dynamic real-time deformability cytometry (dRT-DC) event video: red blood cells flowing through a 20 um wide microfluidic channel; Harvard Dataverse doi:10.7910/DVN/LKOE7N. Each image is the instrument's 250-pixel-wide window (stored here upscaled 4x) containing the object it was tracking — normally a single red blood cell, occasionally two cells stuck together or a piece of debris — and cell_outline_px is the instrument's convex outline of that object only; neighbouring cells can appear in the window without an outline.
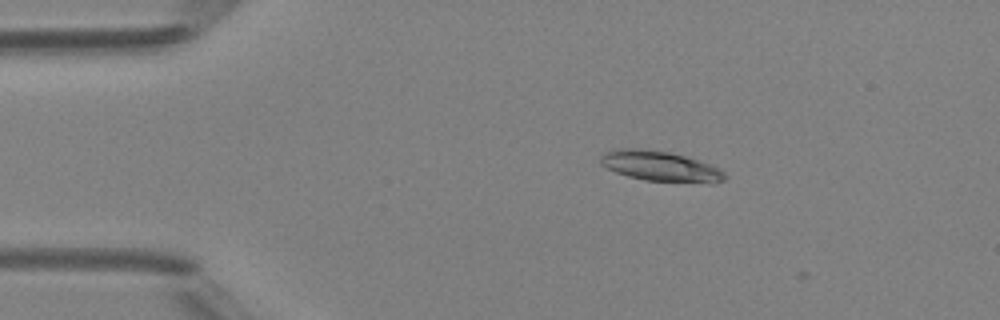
{"species": "Egyptian fruit bat (a non-hibernating species)", "species_latin": "Rousettus aegyptiacus", "temperature_condition": "room temperature", "stored_images_in_passage": 2, "camera_frame_rate_fps": 3000, "um_per_image_px": 0.085, "animal": {"sex": "female"}, "frame": {"image": 1, "passage_image": 1, "time_ms": 0.0, "image_size_px": [1000, 320], "cell_outline_px": [[728, 176], [724, 180], [712, 184], [644, 180], [628, 176], [616, 172], [600, 164], [600, 156], [604, 152], [612, 148], [640, 148], [668, 152], [684, 156], [720, 168]], "centroid_in_image_um": [56.12, 14.14], "position_along_channel_um": 28.9, "area_um2": 22.14}}